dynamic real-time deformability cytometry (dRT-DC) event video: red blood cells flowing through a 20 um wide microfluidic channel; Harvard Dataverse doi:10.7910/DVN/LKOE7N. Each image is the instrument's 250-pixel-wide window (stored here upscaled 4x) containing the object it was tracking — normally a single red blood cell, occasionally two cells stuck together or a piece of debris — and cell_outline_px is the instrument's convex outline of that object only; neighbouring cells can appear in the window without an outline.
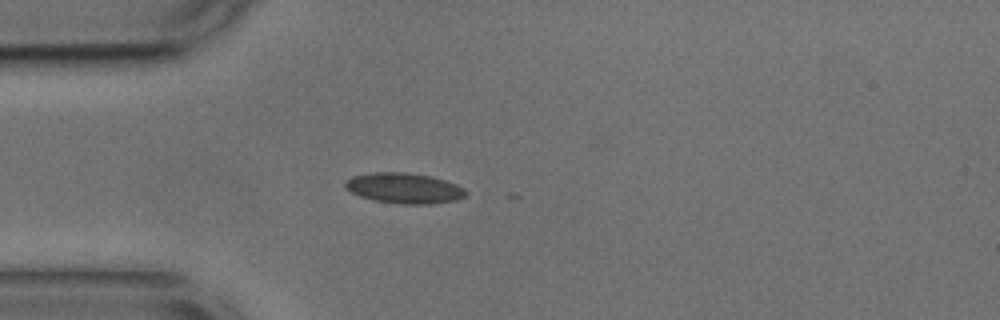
{"species": "common noctule bat (a hibernating species)", "species_latin": "Nyctalus noctula", "temperature_condition": "cold", "stored_images_in_passage": 7, "camera_frame_rate_fps": 3000, "um_per_image_px": 0.085, "animal": {"sex": "male", "body_mass_g": 17.9, "forearm_length_mm": 54.2}, "frame": {"image": 1, "passage_image": 1, "time_ms": 0.0, "image_size_px": [1000, 320], "cell_outline_px": [[468, 192], [464, 196], [456, 200], [428, 204], [404, 204], [372, 200], [360, 196], [352, 192], [344, 184], [344, 180], [352, 176], [372, 172], [404, 172], [432, 176], [456, 184], [464, 188]], "centroid_in_image_um": [34.35, 15.98], "position_along_channel_um": 50.7, "area_um2": 21.39}}